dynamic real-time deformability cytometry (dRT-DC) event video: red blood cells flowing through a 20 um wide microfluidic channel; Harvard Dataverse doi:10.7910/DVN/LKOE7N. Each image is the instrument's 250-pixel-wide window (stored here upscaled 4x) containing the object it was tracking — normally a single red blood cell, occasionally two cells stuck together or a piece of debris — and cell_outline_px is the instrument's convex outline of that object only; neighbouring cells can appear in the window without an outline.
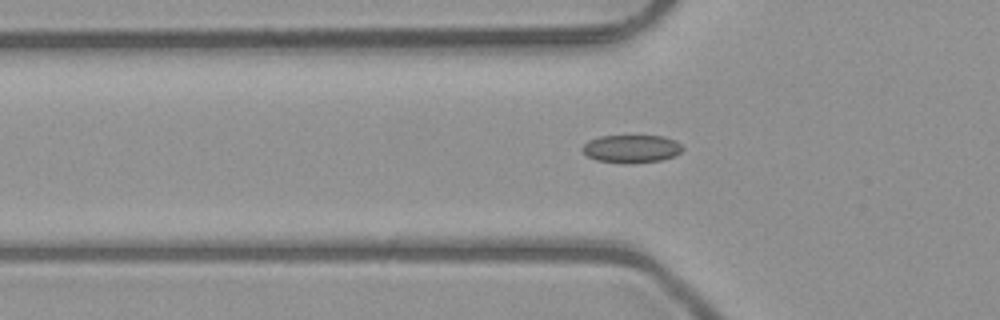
{"species": "common noctule bat (a hibernating species)", "species_latin": "Nyctalus noctula", "temperature_condition": "room temperature", "stored_images_in_passage": 47, "camera_frame_rate_fps": 3000, "um_per_image_px": 0.085, "animal": {"sex": "male", "body_mass_g": 23.1, "forearm_length_mm": 52.7}, "frame": {"image": 1, "passage_image": 17, "time_ms": 5.333, "image_size_px": [1000, 320], "cell_outline_px": [[684, 148], [676, 156], [660, 160], [632, 164], [624, 164], [596, 160], [588, 156], [580, 148], [588, 140], [600, 136], [664, 136], [676, 140]], "centroid_in_image_um": [53.68, 12.65], "position_along_channel_um": 72.1, "area_um2": 16.53}}
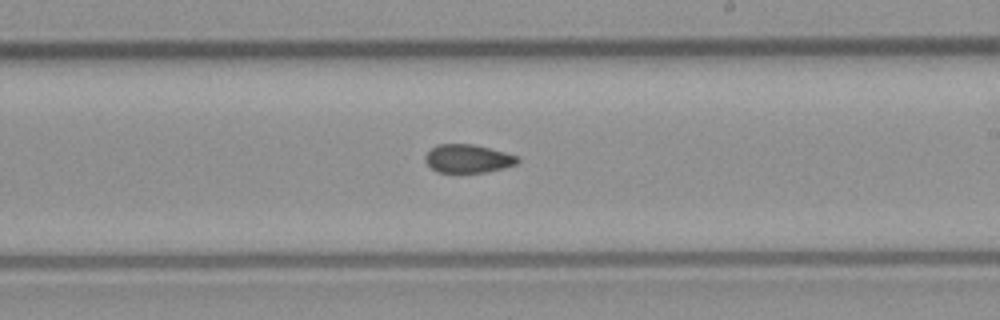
{"frame": {"image": 2, "passage_image": 30, "time_ms": 9.667, "image_size_px": [1000, 320], "cell_outline_px": [[520, 160], [516, 164], [504, 168], [484, 172], [436, 172], [424, 160], [424, 156], [436, 144], [472, 144], [520, 156]], "centroid_in_image_um": [39.78, 13.48], "position_along_channel_um": 249.2, "area_um2": 15.2}}
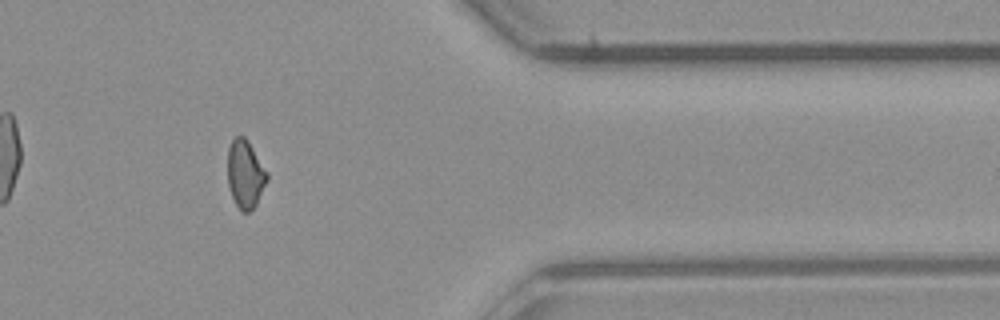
{"frame": {"image": 3, "passage_image": 42, "time_ms": 13.667, "image_size_px": [1000, 320], "cell_outline_px": [[268, 180], [256, 204], [248, 212], [240, 212], [232, 196], [228, 184], [228, 148], [232, 140], [236, 136], [244, 136], [248, 140], [268, 172]], "centroid_in_image_um": [20.86, 14.79], "position_along_channel_um": 390.5, "area_um2": 15.66}}